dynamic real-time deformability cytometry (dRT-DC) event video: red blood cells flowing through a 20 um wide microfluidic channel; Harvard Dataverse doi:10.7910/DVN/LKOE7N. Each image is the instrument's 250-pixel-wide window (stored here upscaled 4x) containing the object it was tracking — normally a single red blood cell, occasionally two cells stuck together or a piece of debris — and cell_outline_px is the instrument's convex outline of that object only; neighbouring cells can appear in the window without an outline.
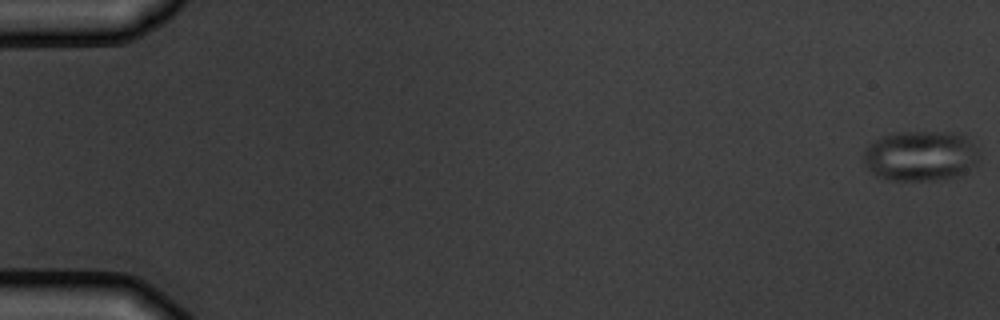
{"species": "common noctule bat (a hibernating species)", "species_latin": "Nyctalus noctula", "temperature_condition": "warm", "stored_images_in_passage": 5, "camera_frame_rate_fps": 3000, "um_per_image_px": 0.085, "animal": {"sex": "male", "body_mass_g": 19.5, "forearm_length_mm": 54.6}, "frame": {"image": 1, "passage_image": 1, "time_ms": 0.0, "image_size_px": [1000, 320], "cell_outline_px": [[980, 156], [976, 164], [960, 176], [936, 180], [888, 180], [876, 176], [864, 164], [864, 148], [868, 144], [892, 132], [948, 132], [968, 136], [976, 148]], "centroid_in_image_um": [78.25, 13.25], "position_along_channel_um": 6.7, "area_um2": 34.22}}